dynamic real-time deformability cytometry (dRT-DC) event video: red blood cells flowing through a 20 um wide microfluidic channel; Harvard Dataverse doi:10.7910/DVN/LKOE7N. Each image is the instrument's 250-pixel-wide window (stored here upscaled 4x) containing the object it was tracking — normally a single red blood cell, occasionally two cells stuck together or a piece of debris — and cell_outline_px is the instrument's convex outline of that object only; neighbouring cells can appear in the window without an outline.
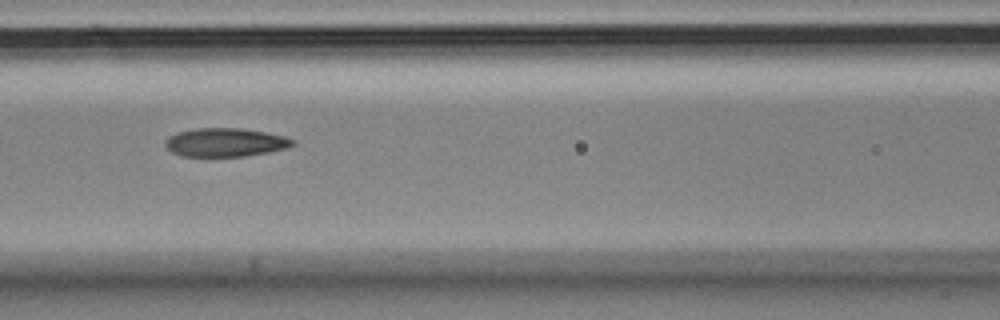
{"species": "Egyptian fruit bat (a non-hibernating species)", "species_latin": "Rousettus aegyptiacus", "temperature_condition": "cold", "stored_images_in_passage": 16, "camera_frame_rate_fps": 3000, "um_per_image_px": 0.085, "animal": {"sex": "male"}, "frame": {"image": 1, "passage_image": 7, "time_ms": 2.0, "image_size_px": [1000, 320], "cell_outline_px": [[296, 144], [288, 148], [268, 152], [244, 156], [180, 156], [172, 152], [164, 144], [164, 140], [168, 136], [176, 132], [196, 128], [244, 128], [284, 136], [296, 140]], "centroid_in_image_um": [19.15, 12.09], "position_along_channel_um": 147.4, "area_um2": 21.39}}
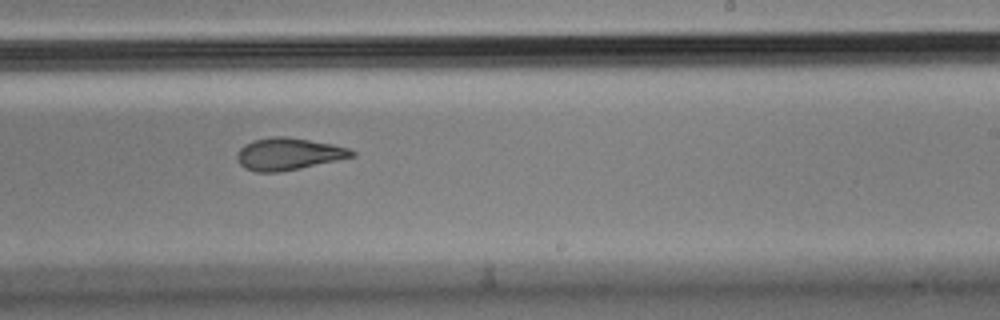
{"frame": {"image": 2, "passage_image": 10, "time_ms": 3.0, "image_size_px": [1000, 320], "cell_outline_px": [[356, 156], [300, 168], [280, 172], [256, 172], [244, 168], [236, 160], [236, 152], [244, 144], [252, 140], [276, 136], [288, 136], [332, 144], [348, 148], [356, 152]], "centroid_in_image_um": [24.48, 13.08], "position_along_channel_um": 264.5, "area_um2": 21.62}}